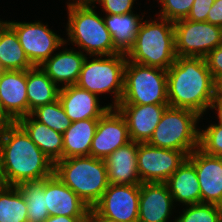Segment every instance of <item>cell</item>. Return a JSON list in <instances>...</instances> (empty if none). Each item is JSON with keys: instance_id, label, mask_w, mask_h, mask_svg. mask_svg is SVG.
<instances>
[{"instance_id": "6da1fadb", "label": "cell", "mask_w": 222, "mask_h": 222, "mask_svg": "<svg viewBox=\"0 0 222 222\" xmlns=\"http://www.w3.org/2000/svg\"><path fill=\"white\" fill-rule=\"evenodd\" d=\"M0 171L3 185L18 186L48 178L54 173V163L14 122L0 128Z\"/></svg>"}, {"instance_id": "7a4b0ae2", "label": "cell", "mask_w": 222, "mask_h": 222, "mask_svg": "<svg viewBox=\"0 0 222 222\" xmlns=\"http://www.w3.org/2000/svg\"><path fill=\"white\" fill-rule=\"evenodd\" d=\"M216 94V81L205 58L177 56L167 70L170 107L189 109L203 116Z\"/></svg>"}, {"instance_id": "3957f363", "label": "cell", "mask_w": 222, "mask_h": 222, "mask_svg": "<svg viewBox=\"0 0 222 222\" xmlns=\"http://www.w3.org/2000/svg\"><path fill=\"white\" fill-rule=\"evenodd\" d=\"M157 21L145 20L141 23L126 58L140 65L168 70L177 58L174 24L159 16Z\"/></svg>"}, {"instance_id": "277c9868", "label": "cell", "mask_w": 222, "mask_h": 222, "mask_svg": "<svg viewBox=\"0 0 222 222\" xmlns=\"http://www.w3.org/2000/svg\"><path fill=\"white\" fill-rule=\"evenodd\" d=\"M54 174L89 208L100 200L109 185L105 160L90 155L58 160Z\"/></svg>"}, {"instance_id": "5b68a950", "label": "cell", "mask_w": 222, "mask_h": 222, "mask_svg": "<svg viewBox=\"0 0 222 222\" xmlns=\"http://www.w3.org/2000/svg\"><path fill=\"white\" fill-rule=\"evenodd\" d=\"M95 4H71L68 8V41L81 48L90 57L114 55L120 51L114 46L112 36Z\"/></svg>"}, {"instance_id": "8992f818", "label": "cell", "mask_w": 222, "mask_h": 222, "mask_svg": "<svg viewBox=\"0 0 222 222\" xmlns=\"http://www.w3.org/2000/svg\"><path fill=\"white\" fill-rule=\"evenodd\" d=\"M200 118L195 111L168 106L147 143L181 151L188 156L199 148L200 130L196 126Z\"/></svg>"}, {"instance_id": "52a82bcc", "label": "cell", "mask_w": 222, "mask_h": 222, "mask_svg": "<svg viewBox=\"0 0 222 222\" xmlns=\"http://www.w3.org/2000/svg\"><path fill=\"white\" fill-rule=\"evenodd\" d=\"M126 61V54L121 52L114 55H97V58L92 60L86 57L76 85L96 95L114 93V102L110 107L115 108L123 96Z\"/></svg>"}, {"instance_id": "ba28073f", "label": "cell", "mask_w": 222, "mask_h": 222, "mask_svg": "<svg viewBox=\"0 0 222 222\" xmlns=\"http://www.w3.org/2000/svg\"><path fill=\"white\" fill-rule=\"evenodd\" d=\"M119 104H168L167 70L140 65L127 59L123 96Z\"/></svg>"}, {"instance_id": "9c48e42d", "label": "cell", "mask_w": 222, "mask_h": 222, "mask_svg": "<svg viewBox=\"0 0 222 222\" xmlns=\"http://www.w3.org/2000/svg\"><path fill=\"white\" fill-rule=\"evenodd\" d=\"M175 52L182 57H202L222 44V28L209 22L181 19L173 22Z\"/></svg>"}, {"instance_id": "30bf717a", "label": "cell", "mask_w": 222, "mask_h": 222, "mask_svg": "<svg viewBox=\"0 0 222 222\" xmlns=\"http://www.w3.org/2000/svg\"><path fill=\"white\" fill-rule=\"evenodd\" d=\"M17 34L25 55L33 66H40L49 59L54 51L64 46L67 40L48 28L40 21L33 23L5 21Z\"/></svg>"}, {"instance_id": "8fae6325", "label": "cell", "mask_w": 222, "mask_h": 222, "mask_svg": "<svg viewBox=\"0 0 222 222\" xmlns=\"http://www.w3.org/2000/svg\"><path fill=\"white\" fill-rule=\"evenodd\" d=\"M187 158L181 151L138 143L137 167L141 183H165Z\"/></svg>"}, {"instance_id": "7c38bea8", "label": "cell", "mask_w": 222, "mask_h": 222, "mask_svg": "<svg viewBox=\"0 0 222 222\" xmlns=\"http://www.w3.org/2000/svg\"><path fill=\"white\" fill-rule=\"evenodd\" d=\"M141 185L109 184L93 209L119 222H138Z\"/></svg>"}, {"instance_id": "4fadbf2b", "label": "cell", "mask_w": 222, "mask_h": 222, "mask_svg": "<svg viewBox=\"0 0 222 222\" xmlns=\"http://www.w3.org/2000/svg\"><path fill=\"white\" fill-rule=\"evenodd\" d=\"M130 141L126 120L116 108H110L98 119L90 156L104 160Z\"/></svg>"}, {"instance_id": "5bb4252c", "label": "cell", "mask_w": 222, "mask_h": 222, "mask_svg": "<svg viewBox=\"0 0 222 222\" xmlns=\"http://www.w3.org/2000/svg\"><path fill=\"white\" fill-rule=\"evenodd\" d=\"M187 159L195 166L201 189V203L222 206V157L205 154L197 148Z\"/></svg>"}, {"instance_id": "9a60e30c", "label": "cell", "mask_w": 222, "mask_h": 222, "mask_svg": "<svg viewBox=\"0 0 222 222\" xmlns=\"http://www.w3.org/2000/svg\"><path fill=\"white\" fill-rule=\"evenodd\" d=\"M168 104H118L115 108L126 120L131 141L147 143Z\"/></svg>"}, {"instance_id": "2e32d148", "label": "cell", "mask_w": 222, "mask_h": 222, "mask_svg": "<svg viewBox=\"0 0 222 222\" xmlns=\"http://www.w3.org/2000/svg\"><path fill=\"white\" fill-rule=\"evenodd\" d=\"M49 216L87 217L90 208L54 173L44 179Z\"/></svg>"}, {"instance_id": "e0dca14e", "label": "cell", "mask_w": 222, "mask_h": 222, "mask_svg": "<svg viewBox=\"0 0 222 222\" xmlns=\"http://www.w3.org/2000/svg\"><path fill=\"white\" fill-rule=\"evenodd\" d=\"M173 202L166 183H141L138 222H167Z\"/></svg>"}, {"instance_id": "ac0fdd59", "label": "cell", "mask_w": 222, "mask_h": 222, "mask_svg": "<svg viewBox=\"0 0 222 222\" xmlns=\"http://www.w3.org/2000/svg\"><path fill=\"white\" fill-rule=\"evenodd\" d=\"M59 100L69 119H100L111 107H100L98 95L80 88L76 84L60 88Z\"/></svg>"}, {"instance_id": "d6986e66", "label": "cell", "mask_w": 222, "mask_h": 222, "mask_svg": "<svg viewBox=\"0 0 222 222\" xmlns=\"http://www.w3.org/2000/svg\"><path fill=\"white\" fill-rule=\"evenodd\" d=\"M0 99L5 112L15 122L28 115L26 70L2 71Z\"/></svg>"}, {"instance_id": "ffe728a7", "label": "cell", "mask_w": 222, "mask_h": 222, "mask_svg": "<svg viewBox=\"0 0 222 222\" xmlns=\"http://www.w3.org/2000/svg\"><path fill=\"white\" fill-rule=\"evenodd\" d=\"M138 143L130 141L105 160L107 178L113 185H141L137 167Z\"/></svg>"}, {"instance_id": "44dd1931", "label": "cell", "mask_w": 222, "mask_h": 222, "mask_svg": "<svg viewBox=\"0 0 222 222\" xmlns=\"http://www.w3.org/2000/svg\"><path fill=\"white\" fill-rule=\"evenodd\" d=\"M86 56L80 50L65 49L51 56L40 67L58 87L62 83L63 88L76 84Z\"/></svg>"}, {"instance_id": "7402d4cb", "label": "cell", "mask_w": 222, "mask_h": 222, "mask_svg": "<svg viewBox=\"0 0 222 222\" xmlns=\"http://www.w3.org/2000/svg\"><path fill=\"white\" fill-rule=\"evenodd\" d=\"M174 202L183 205L201 203V189L195 166L186 159L165 182Z\"/></svg>"}, {"instance_id": "603a6c76", "label": "cell", "mask_w": 222, "mask_h": 222, "mask_svg": "<svg viewBox=\"0 0 222 222\" xmlns=\"http://www.w3.org/2000/svg\"><path fill=\"white\" fill-rule=\"evenodd\" d=\"M17 123L54 164L63 159L62 133L40 123L31 114L20 118Z\"/></svg>"}, {"instance_id": "cb8c5ba5", "label": "cell", "mask_w": 222, "mask_h": 222, "mask_svg": "<svg viewBox=\"0 0 222 222\" xmlns=\"http://www.w3.org/2000/svg\"><path fill=\"white\" fill-rule=\"evenodd\" d=\"M26 86L28 115L37 107L59 99L61 87H58L40 66H34L32 69L26 70Z\"/></svg>"}, {"instance_id": "d4e9b609", "label": "cell", "mask_w": 222, "mask_h": 222, "mask_svg": "<svg viewBox=\"0 0 222 222\" xmlns=\"http://www.w3.org/2000/svg\"><path fill=\"white\" fill-rule=\"evenodd\" d=\"M98 119H84L72 122L63 133V159L89 156L97 128Z\"/></svg>"}, {"instance_id": "484cf974", "label": "cell", "mask_w": 222, "mask_h": 222, "mask_svg": "<svg viewBox=\"0 0 222 222\" xmlns=\"http://www.w3.org/2000/svg\"><path fill=\"white\" fill-rule=\"evenodd\" d=\"M106 28L110 32L114 46L121 52L127 53L135 43L143 17L129 12L126 14H106L103 16Z\"/></svg>"}, {"instance_id": "4316f807", "label": "cell", "mask_w": 222, "mask_h": 222, "mask_svg": "<svg viewBox=\"0 0 222 222\" xmlns=\"http://www.w3.org/2000/svg\"><path fill=\"white\" fill-rule=\"evenodd\" d=\"M0 67L3 71L34 67L25 55L17 34L5 21L0 23Z\"/></svg>"}, {"instance_id": "83f0119b", "label": "cell", "mask_w": 222, "mask_h": 222, "mask_svg": "<svg viewBox=\"0 0 222 222\" xmlns=\"http://www.w3.org/2000/svg\"><path fill=\"white\" fill-rule=\"evenodd\" d=\"M27 211L17 186L0 185V222H28Z\"/></svg>"}, {"instance_id": "f1b7e54d", "label": "cell", "mask_w": 222, "mask_h": 222, "mask_svg": "<svg viewBox=\"0 0 222 222\" xmlns=\"http://www.w3.org/2000/svg\"><path fill=\"white\" fill-rule=\"evenodd\" d=\"M17 187L23 194L27 205L28 222L46 221L49 212L45 202L44 180L21 183Z\"/></svg>"}, {"instance_id": "f546056e", "label": "cell", "mask_w": 222, "mask_h": 222, "mask_svg": "<svg viewBox=\"0 0 222 222\" xmlns=\"http://www.w3.org/2000/svg\"><path fill=\"white\" fill-rule=\"evenodd\" d=\"M31 115L40 123L62 134L72 124L59 99L37 107L31 112Z\"/></svg>"}, {"instance_id": "4dcf8cb0", "label": "cell", "mask_w": 222, "mask_h": 222, "mask_svg": "<svg viewBox=\"0 0 222 222\" xmlns=\"http://www.w3.org/2000/svg\"><path fill=\"white\" fill-rule=\"evenodd\" d=\"M175 222H222V206L207 203L187 205Z\"/></svg>"}, {"instance_id": "1f68e13d", "label": "cell", "mask_w": 222, "mask_h": 222, "mask_svg": "<svg viewBox=\"0 0 222 222\" xmlns=\"http://www.w3.org/2000/svg\"><path fill=\"white\" fill-rule=\"evenodd\" d=\"M199 149L205 154L222 157V125L211 124L200 130Z\"/></svg>"}, {"instance_id": "d6a6232c", "label": "cell", "mask_w": 222, "mask_h": 222, "mask_svg": "<svg viewBox=\"0 0 222 222\" xmlns=\"http://www.w3.org/2000/svg\"><path fill=\"white\" fill-rule=\"evenodd\" d=\"M194 0H162L160 10L161 18L175 22L187 18L192 8Z\"/></svg>"}, {"instance_id": "836d02e7", "label": "cell", "mask_w": 222, "mask_h": 222, "mask_svg": "<svg viewBox=\"0 0 222 222\" xmlns=\"http://www.w3.org/2000/svg\"><path fill=\"white\" fill-rule=\"evenodd\" d=\"M135 0H96L106 14H126L132 12Z\"/></svg>"}, {"instance_id": "e575fe53", "label": "cell", "mask_w": 222, "mask_h": 222, "mask_svg": "<svg viewBox=\"0 0 222 222\" xmlns=\"http://www.w3.org/2000/svg\"><path fill=\"white\" fill-rule=\"evenodd\" d=\"M205 60L213 79L217 82L222 78V44L210 51Z\"/></svg>"}, {"instance_id": "d590c367", "label": "cell", "mask_w": 222, "mask_h": 222, "mask_svg": "<svg viewBox=\"0 0 222 222\" xmlns=\"http://www.w3.org/2000/svg\"><path fill=\"white\" fill-rule=\"evenodd\" d=\"M215 0H194L187 18L190 21L201 22L207 20V15Z\"/></svg>"}, {"instance_id": "8d00e7d4", "label": "cell", "mask_w": 222, "mask_h": 222, "mask_svg": "<svg viewBox=\"0 0 222 222\" xmlns=\"http://www.w3.org/2000/svg\"><path fill=\"white\" fill-rule=\"evenodd\" d=\"M206 22L222 28V0H215L208 12Z\"/></svg>"}, {"instance_id": "74e56055", "label": "cell", "mask_w": 222, "mask_h": 222, "mask_svg": "<svg viewBox=\"0 0 222 222\" xmlns=\"http://www.w3.org/2000/svg\"><path fill=\"white\" fill-rule=\"evenodd\" d=\"M44 222H87V217L49 216Z\"/></svg>"}, {"instance_id": "f35d334b", "label": "cell", "mask_w": 222, "mask_h": 222, "mask_svg": "<svg viewBox=\"0 0 222 222\" xmlns=\"http://www.w3.org/2000/svg\"><path fill=\"white\" fill-rule=\"evenodd\" d=\"M209 108L217 111V116L219 120L218 124L222 125V97L216 94V96L211 101Z\"/></svg>"}, {"instance_id": "ab89813d", "label": "cell", "mask_w": 222, "mask_h": 222, "mask_svg": "<svg viewBox=\"0 0 222 222\" xmlns=\"http://www.w3.org/2000/svg\"><path fill=\"white\" fill-rule=\"evenodd\" d=\"M87 222H119V221L112 220L102 215H99L93 208H90L87 216Z\"/></svg>"}, {"instance_id": "60d3db41", "label": "cell", "mask_w": 222, "mask_h": 222, "mask_svg": "<svg viewBox=\"0 0 222 222\" xmlns=\"http://www.w3.org/2000/svg\"><path fill=\"white\" fill-rule=\"evenodd\" d=\"M14 122L15 121L5 112V109L0 99V128L10 125Z\"/></svg>"}, {"instance_id": "b9f144b4", "label": "cell", "mask_w": 222, "mask_h": 222, "mask_svg": "<svg viewBox=\"0 0 222 222\" xmlns=\"http://www.w3.org/2000/svg\"><path fill=\"white\" fill-rule=\"evenodd\" d=\"M95 1L96 0H73V2L67 3V5H71V4H94Z\"/></svg>"}, {"instance_id": "7bdbcfd3", "label": "cell", "mask_w": 222, "mask_h": 222, "mask_svg": "<svg viewBox=\"0 0 222 222\" xmlns=\"http://www.w3.org/2000/svg\"><path fill=\"white\" fill-rule=\"evenodd\" d=\"M217 85V95L222 97V78L216 82Z\"/></svg>"}, {"instance_id": "ee69618b", "label": "cell", "mask_w": 222, "mask_h": 222, "mask_svg": "<svg viewBox=\"0 0 222 222\" xmlns=\"http://www.w3.org/2000/svg\"><path fill=\"white\" fill-rule=\"evenodd\" d=\"M0 185H2V176H1V171H0Z\"/></svg>"}]
</instances>
